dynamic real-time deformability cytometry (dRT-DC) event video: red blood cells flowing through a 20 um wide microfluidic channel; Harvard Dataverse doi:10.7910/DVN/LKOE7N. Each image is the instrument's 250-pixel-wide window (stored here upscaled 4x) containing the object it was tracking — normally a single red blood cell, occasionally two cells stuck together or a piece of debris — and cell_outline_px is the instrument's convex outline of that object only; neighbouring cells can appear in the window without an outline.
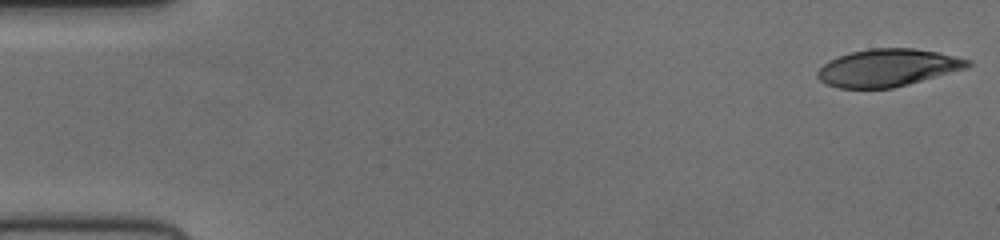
{"species": "human", "species_latin": "Homo sapiens", "temperature_condition": "cold", "stored_images_in_passage": 13, "camera_frame_rate_fps": 3000, "um_per_image_px": 0.085, "donor": {"sex": "female"}, "frame": {"image": 1, "passage_image": 1, "time_ms": 0.0, "image_size_px": [1000, 240], "cell_outline_px": [[972, 64], [964, 68], [908, 84], [892, 88], [840, 88], [828, 84], [820, 80], [816, 76], [816, 72], [824, 64], [840, 56], [852, 52], [872, 48], [912, 48], [936, 52], [968, 60]], "centroid_in_image_um": [75.41, 5.76], "position_along_channel_um": 9.6, "area_um2": 31.96}}